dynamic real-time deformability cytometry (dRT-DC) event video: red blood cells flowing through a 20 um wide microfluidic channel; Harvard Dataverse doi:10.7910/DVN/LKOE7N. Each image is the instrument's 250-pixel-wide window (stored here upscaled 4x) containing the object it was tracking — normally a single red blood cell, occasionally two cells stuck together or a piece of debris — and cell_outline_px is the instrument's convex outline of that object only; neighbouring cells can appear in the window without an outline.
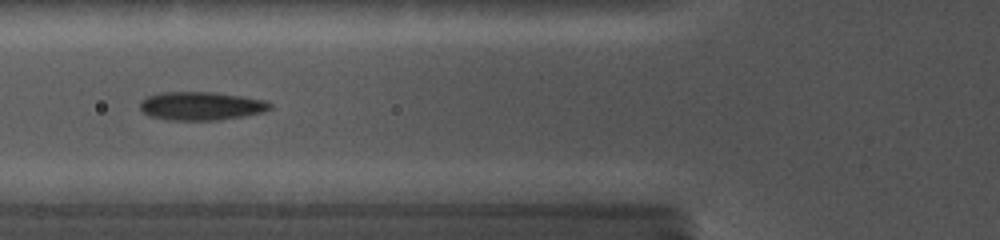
{"species": "common noctule bat (a hibernating species)", "species_latin": "Nyctalus noctula", "temperature_condition": "cold", "stored_images_in_passage": 22, "camera_frame_rate_fps": 5000, "um_per_image_px": 0.085, "animal": {"sex": "female", "body_mass_g": 19.0, "forearm_length_mm": 56.7}, "frame": {"image": 1, "passage_image": 16, "time_ms": 6.2, "image_size_px": [1000, 240], "cell_outline_px": [[272, 108], [260, 112], [244, 116], [220, 120], [164, 120], [148, 116], [140, 108], [140, 104], [148, 96], [164, 92], [212, 92], [240, 96], [264, 100], [272, 104]], "centroid_in_image_um": [17.08, 9.02], "position_along_channel_um": 108.7, "area_um2": 21.39}}
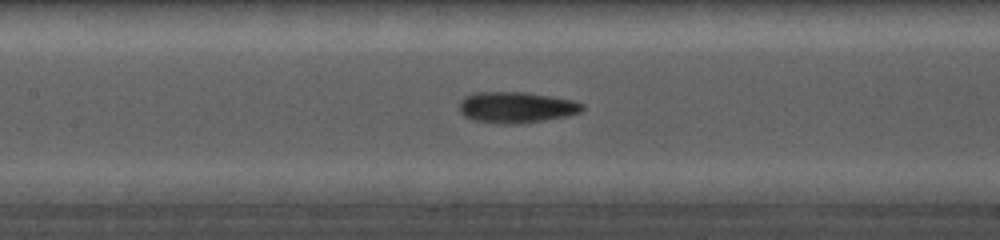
{"frame": {"image": 2, "passage_image": 19, "time_ms": 7.6, "image_size_px": [1000, 240], "cell_outline_px": [[584, 108], [580, 112], [568, 116], [520, 124], [496, 124], [472, 120], [464, 116], [460, 112], [460, 104], [468, 96], [480, 92], [520, 92], [572, 100], [584, 104]], "centroid_in_image_um": [43.9, 9.15], "position_along_channel_um": 163.5, "area_um2": 22.02}}